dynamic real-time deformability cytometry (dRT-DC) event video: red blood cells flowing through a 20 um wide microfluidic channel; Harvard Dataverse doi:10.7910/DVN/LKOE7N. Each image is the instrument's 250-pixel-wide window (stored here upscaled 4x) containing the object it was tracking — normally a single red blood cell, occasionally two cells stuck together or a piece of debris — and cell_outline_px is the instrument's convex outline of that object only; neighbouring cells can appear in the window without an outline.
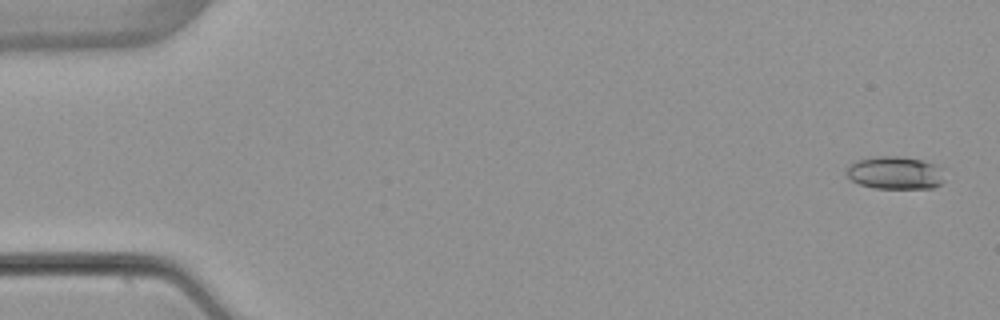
{"species": "common noctule bat (a hibernating species)", "species_latin": "Nyctalus noctula", "temperature_condition": "warm", "stored_images_in_passage": 4, "camera_frame_rate_fps": 3000, "um_per_image_px": 0.085, "animal": {"sex": "female", "body_mass_g": 22.7, "forearm_length_mm": 54.2}, "frame": {"image": 1, "passage_image": 1, "time_ms": 0.0, "image_size_px": [1000, 320], "cell_outline_px": [[948, 168], [944, 180], [940, 184], [932, 188], [876, 188], [860, 184], [852, 180], [848, 176], [848, 168], [856, 160], [872, 156], [900, 156], [920, 160], [936, 164]], "centroid_in_image_um": [76.2, 14.68], "position_along_channel_um": 8.8, "area_um2": 19.02}}